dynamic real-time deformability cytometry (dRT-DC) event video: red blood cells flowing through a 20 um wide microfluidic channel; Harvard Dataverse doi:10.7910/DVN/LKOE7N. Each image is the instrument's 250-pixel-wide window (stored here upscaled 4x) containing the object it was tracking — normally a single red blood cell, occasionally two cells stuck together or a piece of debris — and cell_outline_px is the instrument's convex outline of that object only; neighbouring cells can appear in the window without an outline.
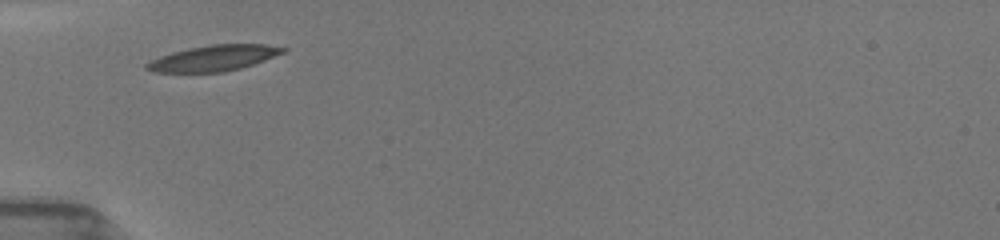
{"species": "common noctule bat (a hibernating species)", "species_latin": "Nyctalus noctula", "temperature_condition": "room temperature", "stored_images_in_passage": 26, "camera_frame_rate_fps": 3000, "um_per_image_px": 0.085, "animal": {"sex": "female", "body_mass_g": 19.5, "forearm_length_mm": 54.1}, "frame": {"image": 1, "passage_image": 1, "time_ms": 0.0, "image_size_px": [1000, 240], "cell_outline_px": [[288, 48], [284, 52], [264, 60], [240, 68], [224, 72], [152, 72], [144, 68], [144, 64], [160, 56], [172, 52], [188, 48], [212, 44], [264, 44]], "centroid_in_image_um": [18.13, 4.94], "position_along_channel_um": 66.9, "area_um2": 20.35}}
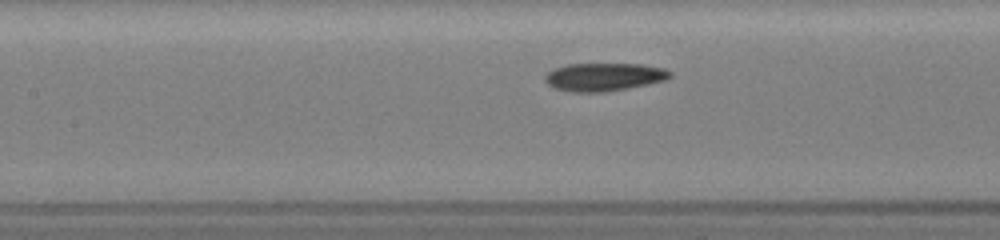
{"frame": {"image": 2, "passage_image": 11, "time_ms": 2.333, "image_size_px": [1000, 240], "cell_outline_px": [[672, 76], [668, 80], [628, 88], [604, 92], [572, 92], [556, 88], [548, 84], [544, 80], [544, 76], [552, 68], [564, 64], [640, 64], [664, 68], [672, 72]], "centroid_in_image_um": [51.34, 6.53], "position_along_channel_um": 156.1, "area_um2": 20.63}}
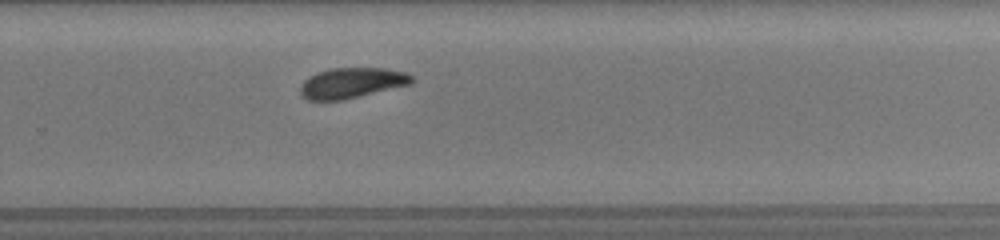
{"frame": {"image": 3, "passage_image": 26, "time_ms": 6.0, "image_size_px": [1000, 240], "cell_outline_px": [[416, 80], [412, 84], [344, 100], [308, 100], [300, 92], [300, 84], [308, 76], [316, 72], [332, 68], [384, 68], [408, 72]], "centroid_in_image_um": [29.93, 7.04], "position_along_channel_um": 299.9, "area_um2": 20.06}}